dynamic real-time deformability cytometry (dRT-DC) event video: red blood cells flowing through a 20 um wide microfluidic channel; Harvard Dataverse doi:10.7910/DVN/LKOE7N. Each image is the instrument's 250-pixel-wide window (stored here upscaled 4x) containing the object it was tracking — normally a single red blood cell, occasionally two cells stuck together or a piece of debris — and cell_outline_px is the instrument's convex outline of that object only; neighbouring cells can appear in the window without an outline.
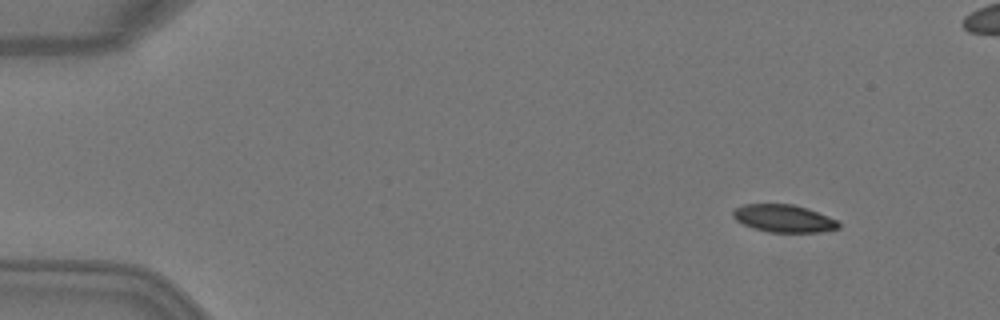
{"species": "Egyptian fruit bat (a non-hibernating species)", "species_latin": "Rousettus aegyptiacus", "temperature_condition": "warm", "stored_images_in_passage": 5, "camera_frame_rate_fps": 3000, "um_per_image_px": 0.085, "animal": {"sex": "female"}, "frame": {"image": 1, "passage_image": 1, "time_ms": 0.0, "image_size_px": [1000, 320], "cell_outline_px": [[840, 228], [820, 232], [768, 232], [752, 228], [736, 220], [732, 216], [732, 212], [736, 208], [744, 204], [792, 204], [808, 208], [840, 220]], "centroid_in_image_um": [66.66, 18.57], "position_along_channel_um": 18.3, "area_um2": 17.17}}